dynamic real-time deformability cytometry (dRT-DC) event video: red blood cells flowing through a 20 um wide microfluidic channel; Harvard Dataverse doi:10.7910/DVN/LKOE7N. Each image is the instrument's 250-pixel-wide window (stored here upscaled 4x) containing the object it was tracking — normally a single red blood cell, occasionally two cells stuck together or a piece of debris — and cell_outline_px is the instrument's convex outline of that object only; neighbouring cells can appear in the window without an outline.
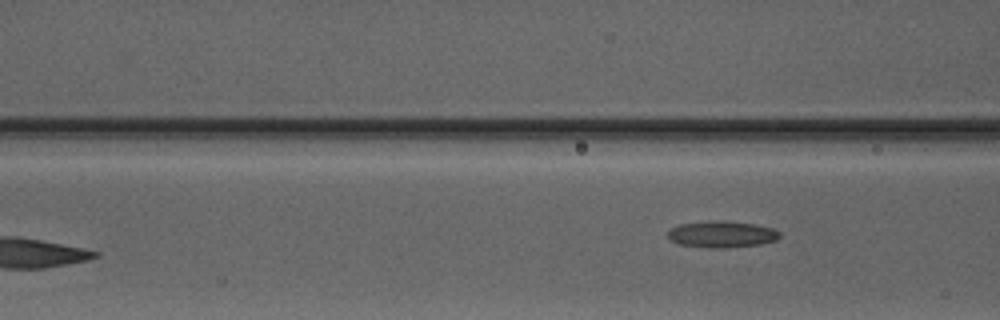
{"species": "Egyptian fruit bat (a non-hibernating species)", "species_latin": "Rousettus aegyptiacus", "temperature_condition": "warm", "stored_images_in_passage": 3, "camera_frame_rate_fps": 3000, "um_per_image_px": 0.085, "animal": {"sex": "male"}, "frame": {"image": 1, "passage_image": 3, "time_ms": 2.333, "image_size_px": [1000, 320], "cell_outline_px": [[780, 236], [776, 240], [760, 244], [724, 248], [712, 248], [680, 244], [672, 240], [668, 236], [668, 232], [672, 228], [680, 224], [716, 220], [720, 220], [756, 224], [776, 228], [780, 232]], "centroid_in_image_um": [61.41, 19.9], "position_along_channel_um": 105.2, "area_um2": 17.22}}